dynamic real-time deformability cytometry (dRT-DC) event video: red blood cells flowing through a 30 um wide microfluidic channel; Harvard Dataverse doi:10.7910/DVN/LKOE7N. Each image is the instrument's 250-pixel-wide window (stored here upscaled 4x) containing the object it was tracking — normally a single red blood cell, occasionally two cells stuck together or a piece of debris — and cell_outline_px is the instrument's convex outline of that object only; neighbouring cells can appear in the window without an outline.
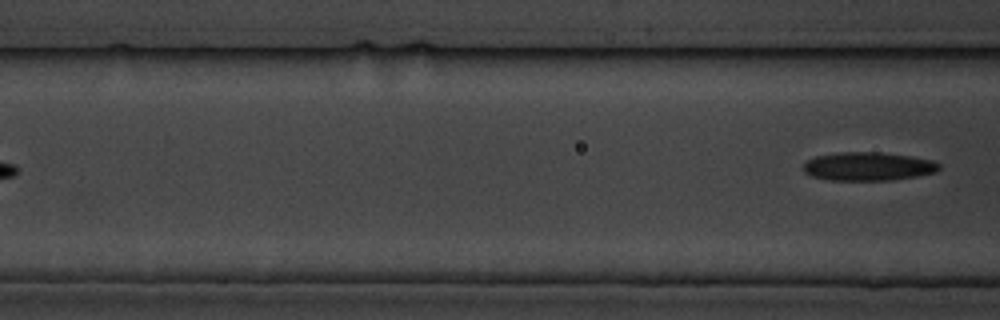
{"species": "common noctule bat (a hibernating species)", "species_latin": "Nyctalus noctula", "temperature_condition": "cold", "stored_images_in_passage": 3, "camera_frame_rate_fps": 3000, "um_per_image_px": 0.085, "animal": {"sex": "male", "body_mass_g": 19.5, "forearm_length_mm": 54.6}, "frame": {"image": 1, "passage_image": 3, "time_ms": 3.0, "image_size_px": [1000, 320], "cell_outline_px": [[940, 168], [936, 172], [916, 176], [892, 180], [828, 180], [812, 176], [804, 172], [800, 168], [808, 160], [816, 156], [840, 152], [880, 152], [912, 156], [932, 160], [940, 164]], "centroid_in_image_um": [73.78, 14.14], "position_along_channel_um": 92.8, "area_um2": 22.66}}